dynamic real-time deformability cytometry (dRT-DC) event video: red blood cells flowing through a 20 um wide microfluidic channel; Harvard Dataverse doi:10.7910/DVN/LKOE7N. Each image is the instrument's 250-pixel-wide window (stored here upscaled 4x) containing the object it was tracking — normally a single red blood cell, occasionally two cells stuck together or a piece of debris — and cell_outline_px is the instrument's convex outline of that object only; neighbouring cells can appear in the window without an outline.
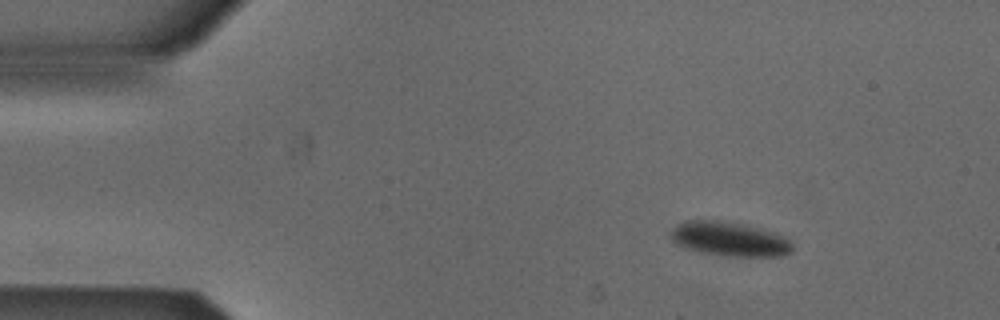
{"species": "Egyptian fruit bat (a non-hibernating species)", "species_latin": "Rousettus aegyptiacus", "temperature_condition": "cold", "stored_images_in_passage": 48, "segment_of_instrument_passage": [1, 2], "camera_frame_rate_fps": 3000, "um_per_image_px": 0.085, "animal": {"sex": "male"}, "frame": {"image": 1, "passage_image": 1, "time_ms": 0.0, "image_size_px": [1000, 320], "cell_outline_px": [[792, 252], [784, 256], [728, 256], [700, 252], [684, 248], [676, 244], [668, 236], [672, 228], [676, 224], [684, 220], [716, 220], [740, 224], [760, 228], [776, 232], [788, 240], [792, 244]], "centroid_in_image_um": [61.96, 20.32], "position_along_channel_um": 23.0, "area_um2": 24.51}}
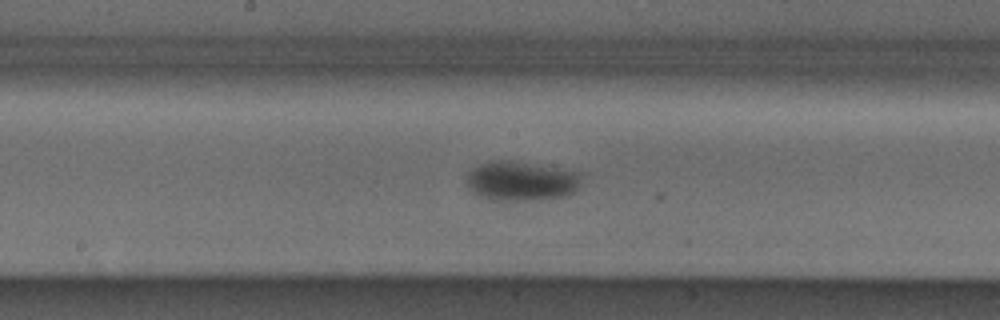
{"frame": {"image": 2, "passage_image": 21, "time_ms": 6.667, "image_size_px": [1000, 320], "cell_outline_px": [[580, 180], [576, 192], [568, 196], [532, 200], [492, 200], [480, 196], [472, 192], [464, 180], [464, 176], [472, 168], [488, 160], [508, 160], [580, 172]], "centroid_in_image_um": [44.25, 15.39], "position_along_channel_um": 204.0, "area_um2": 26.65}}
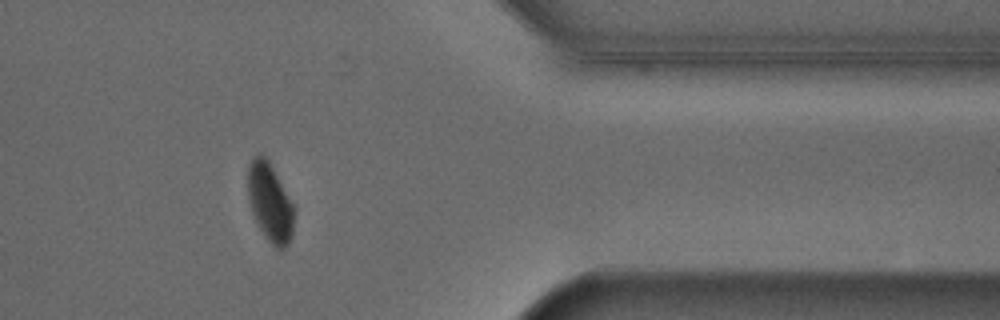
{"frame": {"image": 3, "passage_image": 37, "time_ms": 12.0, "image_size_px": [1000, 320], "cell_outline_px": [[296, 208], [292, 236], [288, 244], [284, 248], [276, 248], [268, 240], [260, 228], [252, 212], [248, 200], [248, 168], [252, 160], [256, 156], [264, 156], [268, 160]], "centroid_in_image_um": [22.98, 17.24], "position_along_channel_um": 388.4, "area_um2": 20.98}}